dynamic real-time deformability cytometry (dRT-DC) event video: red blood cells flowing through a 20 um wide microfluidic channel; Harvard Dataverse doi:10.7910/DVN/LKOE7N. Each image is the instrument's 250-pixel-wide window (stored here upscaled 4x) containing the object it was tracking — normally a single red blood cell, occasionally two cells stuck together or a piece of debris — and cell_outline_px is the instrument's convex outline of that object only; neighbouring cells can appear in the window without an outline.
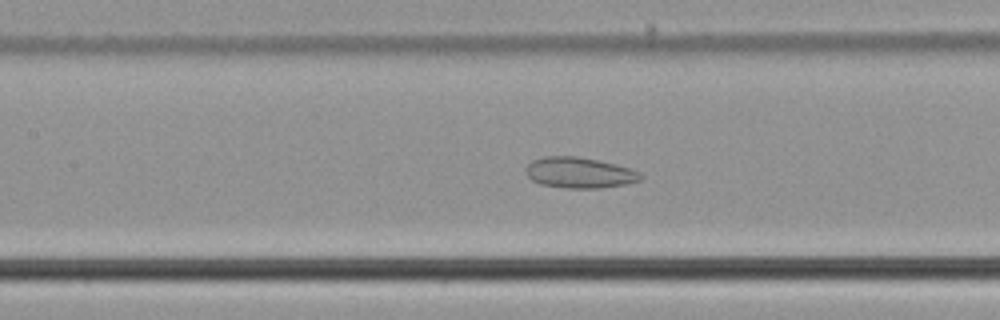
{"species": "common noctule bat (a hibernating species)", "species_latin": "Nyctalus noctula", "temperature_condition": "cold", "stored_images_in_passage": 26, "camera_frame_rate_fps": 3000, "um_per_image_px": 0.085, "animal": {"sex": "male", "body_mass_g": 21.5, "forearm_length_mm": 52.0}, "frame": {"image": 1, "passage_image": 9, "time_ms": 2.667, "image_size_px": [1000, 320], "cell_outline_px": [[644, 176], [640, 180], [624, 184], [600, 188], [568, 188], [540, 184], [532, 180], [528, 176], [528, 164], [532, 160], [544, 156], [576, 156], [616, 164], [640, 172]], "centroid_in_image_um": [49.26, 14.68], "position_along_channel_um": 158.1, "area_um2": 20.35}}
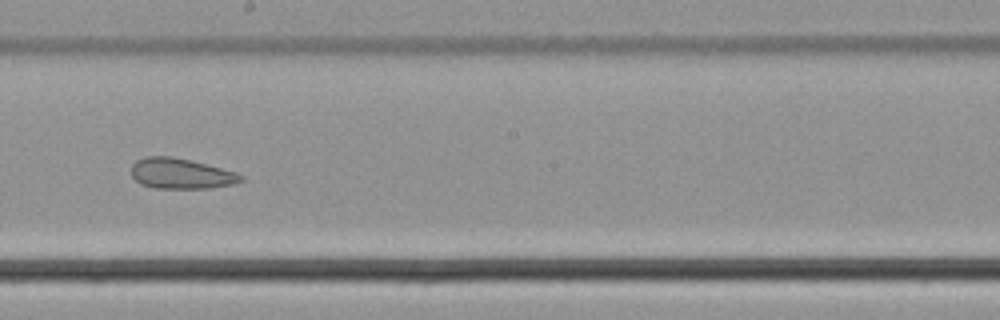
{"frame": {"image": 2, "passage_image": 15, "time_ms": 4.667, "image_size_px": [1000, 320], "cell_outline_px": [[244, 180], [232, 184], [212, 188], [156, 188], [140, 184], [132, 176], [132, 164], [136, 160], [144, 156], [172, 156], [236, 172], [244, 176]], "centroid_in_image_um": [15.36, 14.76], "position_along_channel_um": 232.8, "area_um2": 19.36}}
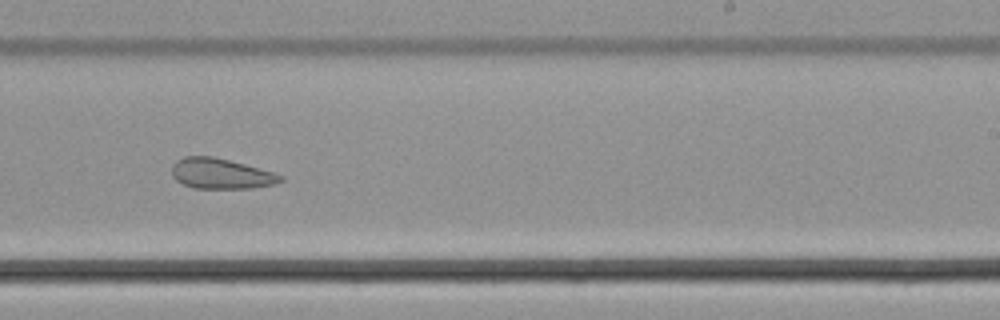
{"frame": {"image": 3, "passage_image": 18, "time_ms": 5.667, "image_size_px": [1000, 320], "cell_outline_px": [[284, 180], [276, 184], [252, 188], [192, 188], [176, 180], [172, 176], [172, 164], [176, 160], [184, 156], [212, 156], [244, 164], [272, 172], [284, 176]], "centroid_in_image_um": [18.76, 14.76], "position_along_channel_um": 270.2, "area_um2": 19.25}}